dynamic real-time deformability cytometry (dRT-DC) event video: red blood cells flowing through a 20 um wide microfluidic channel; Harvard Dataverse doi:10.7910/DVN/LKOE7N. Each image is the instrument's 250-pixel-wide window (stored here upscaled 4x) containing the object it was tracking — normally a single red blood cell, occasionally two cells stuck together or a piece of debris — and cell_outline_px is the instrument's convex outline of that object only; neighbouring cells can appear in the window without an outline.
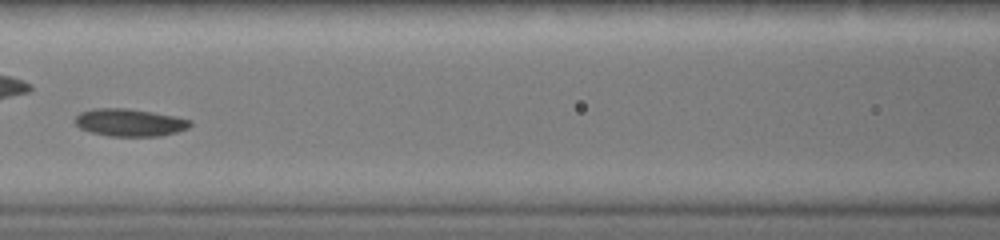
{"species": "common noctule bat (a hibernating species)", "species_latin": "Nyctalus noctula", "temperature_condition": "warm", "stored_images_in_passage": 29, "camera_frame_rate_fps": 3000, "um_per_image_px": 0.085, "animal": {"sex": "female", "body_mass_g": 19.0, "forearm_length_mm": 51.5}, "frame": {"image": 1, "passage_image": 13, "time_ms": 4.0, "image_size_px": [1000, 240], "cell_outline_px": [[192, 124], [188, 128], [176, 132], [160, 136], [108, 136], [92, 132], [80, 128], [72, 120], [80, 112], [96, 108], [128, 108], [152, 112], [192, 120]], "centroid_in_image_um": [11.0, 10.41], "position_along_channel_um": 155.6, "area_um2": 18.44}}
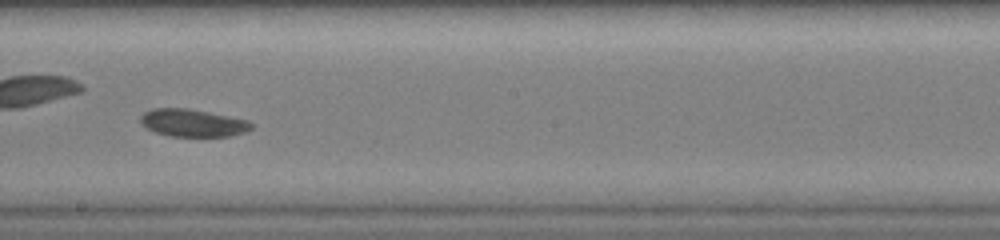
{"frame": {"image": 2, "passage_image": 17, "time_ms": 5.333, "image_size_px": [1000, 240], "cell_outline_px": [[256, 124], [252, 128], [244, 132], [232, 136], [168, 136], [152, 132], [144, 128], [140, 124], [140, 116], [144, 112], [152, 108], [188, 108], [248, 120]], "centroid_in_image_um": [16.34, 10.45], "position_along_channel_um": 231.9, "area_um2": 18.09}}
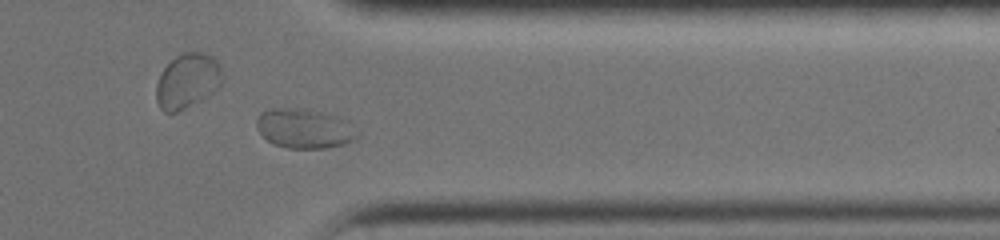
{"frame": {"image": 3, "passage_image": 25, "time_ms": 8.0, "image_size_px": [1000, 240], "cell_outline_px": [[360, 136], [356, 140], [344, 144], [324, 148], [288, 148], [272, 144], [256, 128], [256, 116], [260, 112], [268, 108], [288, 108], [320, 112], [332, 116], [340, 120], [360, 132]], "centroid_in_image_um": [25.81, 10.95], "position_along_channel_um": 385.6, "area_um2": 22.89}}